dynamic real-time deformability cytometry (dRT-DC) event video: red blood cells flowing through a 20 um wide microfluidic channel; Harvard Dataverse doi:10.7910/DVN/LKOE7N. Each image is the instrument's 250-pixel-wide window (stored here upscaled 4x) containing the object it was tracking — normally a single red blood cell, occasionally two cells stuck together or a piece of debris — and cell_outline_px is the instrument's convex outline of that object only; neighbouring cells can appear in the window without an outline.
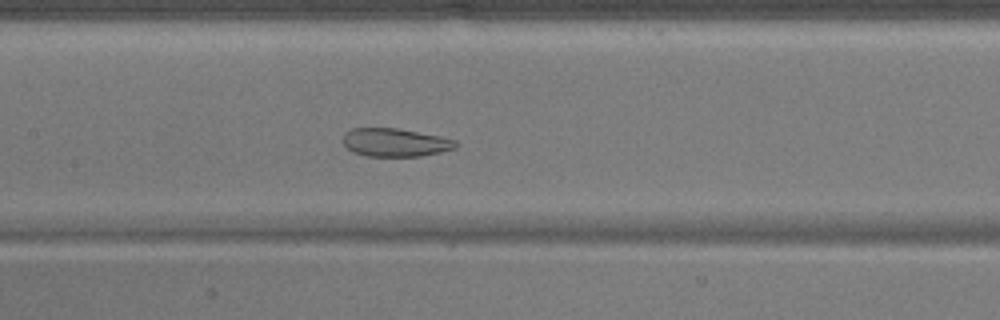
{"species": "common noctule bat (a hibernating species)", "species_latin": "Nyctalus noctula", "temperature_condition": "warm", "stored_images_in_passage": 49, "camera_frame_rate_fps": 3000, "um_per_image_px": 0.085, "animal": {"sex": "male", "body_mass_g": 17.9}, "frame": {"image": 1, "passage_image": 22, "time_ms": 7.0, "image_size_px": [1000, 320], "cell_outline_px": [[460, 144], [456, 148], [440, 152], [420, 156], [368, 156], [352, 152], [344, 144], [344, 132], [352, 128], [396, 128], [456, 140]], "centroid_in_image_um": [33.58, 12.11], "position_along_channel_um": 173.8, "area_um2": 18.38}}
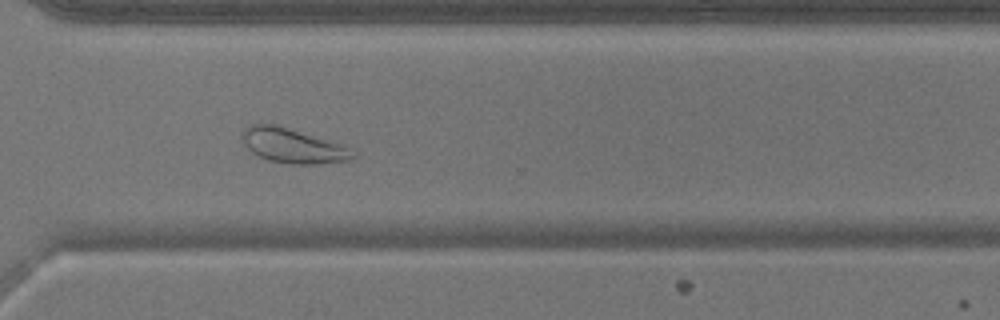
{"frame": {"image": 2, "passage_image": 35, "time_ms": 11.333, "image_size_px": [1000, 320], "cell_outline_px": [[356, 156], [348, 160], [316, 164], [288, 164], [268, 160], [252, 152], [244, 144], [240, 136], [244, 128], [252, 124], [276, 124], [340, 144], [356, 152]], "centroid_in_image_um": [24.85, 12.39], "position_along_channel_um": 345.8, "area_um2": 22.14}}
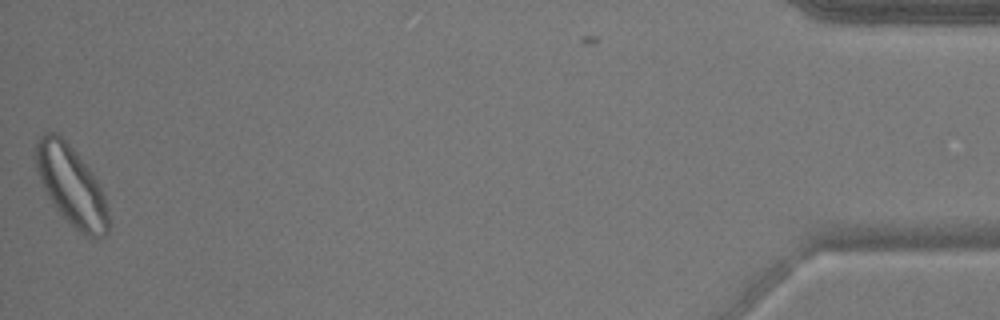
{"frame": {"image": 3, "passage_image": 48, "time_ms": 15.667, "image_size_px": [1000, 320], "cell_outline_px": [[108, 232], [104, 236], [92, 240], [84, 236], [52, 204], [36, 172], [32, 156], [36, 144], [40, 136], [44, 132], [56, 132], [76, 152], [92, 172], [104, 196], [108, 212]], "centroid_in_image_um": [6.03, 15.77], "position_along_channel_um": 429.2, "area_um2": 33.7}}